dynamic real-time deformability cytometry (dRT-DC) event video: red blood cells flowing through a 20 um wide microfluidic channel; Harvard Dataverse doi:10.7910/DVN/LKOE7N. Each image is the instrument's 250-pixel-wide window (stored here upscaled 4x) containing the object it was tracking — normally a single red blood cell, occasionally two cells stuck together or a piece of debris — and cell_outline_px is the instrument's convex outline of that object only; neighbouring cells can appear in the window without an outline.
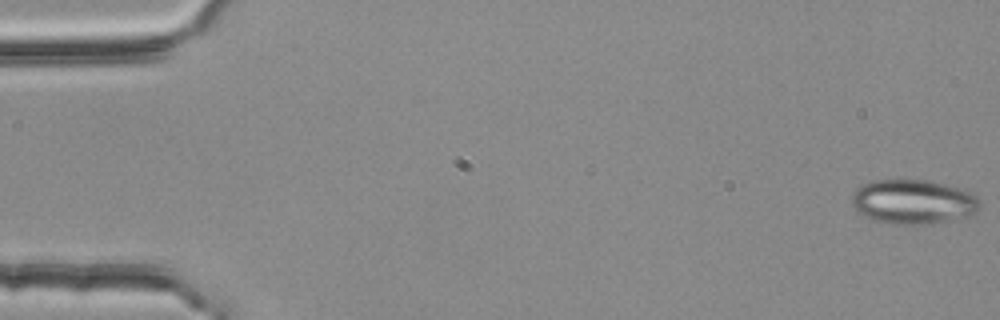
{"species": "common noctule bat (a hibernating species)", "species_latin": "Nyctalus noctula", "temperature_condition": "room temperature", "stored_images_in_passage": 5, "camera_frame_rate_fps": 3000, "um_per_image_px": 0.085, "animal": {"sex": "female", "body_mass_g": 25.1}, "frame": {"image": 1, "passage_image": 1, "time_ms": 0.0, "image_size_px": [1000, 320], "cell_outline_px": [[980, 208], [964, 216], [948, 220], [924, 224], [892, 224], [872, 220], [856, 212], [852, 204], [852, 192], [856, 188], [864, 184], [876, 180], [928, 180], [960, 188], [972, 192], [980, 200]], "centroid_in_image_um": [77.57, 17.14], "position_along_channel_um": 7.4, "area_um2": 33.06}}